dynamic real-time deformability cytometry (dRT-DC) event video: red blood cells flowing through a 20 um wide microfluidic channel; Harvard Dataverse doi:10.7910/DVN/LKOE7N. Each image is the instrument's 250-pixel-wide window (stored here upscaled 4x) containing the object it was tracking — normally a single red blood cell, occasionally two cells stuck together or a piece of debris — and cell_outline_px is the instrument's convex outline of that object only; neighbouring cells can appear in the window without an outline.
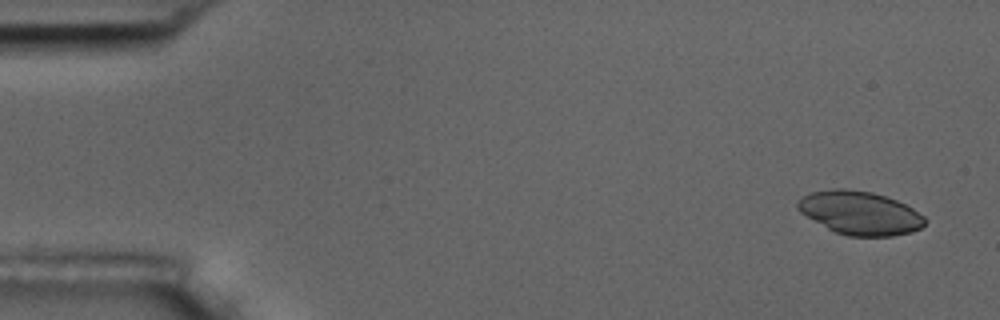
{"species": "common noctule bat (a hibernating species)", "species_latin": "Nyctalus noctula", "temperature_condition": "room temperature", "stored_images_in_passage": 6, "camera_frame_rate_fps": 3000, "um_per_image_px": 0.085, "animal": {"sex": "male", "body_mass_g": 17.5, "forearm_length_mm": 52.3}, "frame": {"image": 1, "passage_image": 1, "time_ms": 0.0, "image_size_px": [1000, 320], "cell_outline_px": [[924, 224], [920, 228], [912, 232], [892, 236], [848, 236], [836, 232], [828, 228], [800, 212], [796, 208], [796, 200], [800, 196], [812, 192], [832, 188], [844, 188], [872, 192], [896, 200], [912, 208], [924, 216]], "centroid_in_image_um": [73.05, 18.09], "position_along_channel_um": 11.9, "area_um2": 32.14}}